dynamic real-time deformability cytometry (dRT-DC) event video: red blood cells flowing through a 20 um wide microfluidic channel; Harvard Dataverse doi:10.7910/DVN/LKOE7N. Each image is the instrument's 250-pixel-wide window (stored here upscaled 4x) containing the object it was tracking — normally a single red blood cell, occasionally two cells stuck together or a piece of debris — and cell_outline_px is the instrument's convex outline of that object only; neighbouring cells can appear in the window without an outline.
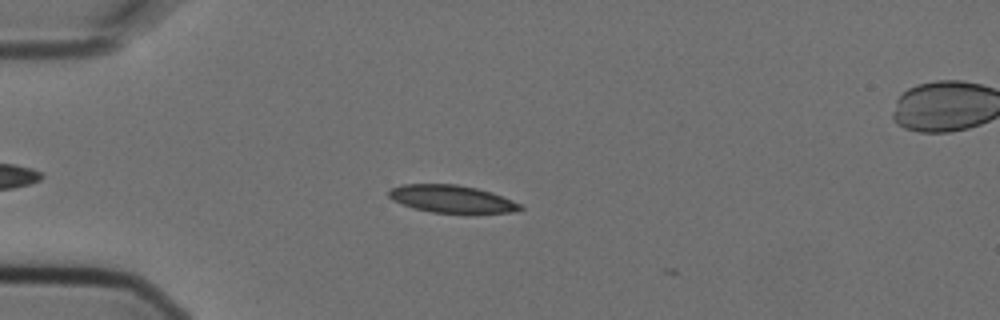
{"species": "Egyptian fruit bat (a non-hibernating species)", "species_latin": "Rousettus aegyptiacus", "temperature_condition": "cold", "stored_images_in_passage": 5, "camera_frame_rate_fps": 3000, "um_per_image_px": 0.085, "animal": {"sex": "female"}, "frame": {"image": 1, "passage_image": 3, "time_ms": 0.667, "image_size_px": [1000, 320], "cell_outline_px": [[524, 208], [512, 212], [432, 212], [416, 208], [392, 200], [388, 196], [388, 192], [392, 188], [400, 184], [456, 184], [476, 188], [492, 192], [512, 200], [520, 204]], "centroid_in_image_um": [38.38, 16.89], "position_along_channel_um": 46.6, "area_um2": 20.63}}